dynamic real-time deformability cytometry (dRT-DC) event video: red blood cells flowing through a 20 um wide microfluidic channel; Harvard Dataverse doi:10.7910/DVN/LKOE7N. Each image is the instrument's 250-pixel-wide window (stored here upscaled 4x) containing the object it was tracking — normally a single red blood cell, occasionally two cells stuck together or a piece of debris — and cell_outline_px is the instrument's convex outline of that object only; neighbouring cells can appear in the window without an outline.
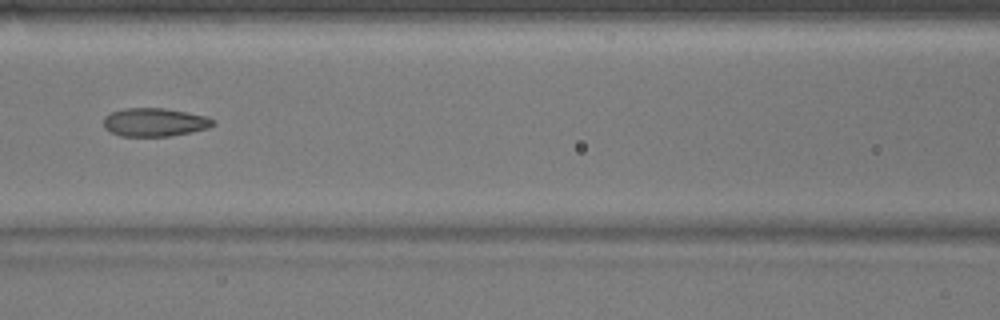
{"species": "common noctule bat (a hibernating species)", "species_latin": "Nyctalus noctula", "temperature_condition": "warm", "stored_images_in_passage": 35, "camera_frame_rate_fps": 3000, "um_per_image_px": 0.085, "animal": {"sex": "male", "body_mass_g": 17.9}, "frame": {"image": 1, "passage_image": 20, "time_ms": 6.333, "image_size_px": [1000, 320], "cell_outline_px": [[216, 124], [208, 128], [172, 136], [120, 136], [104, 128], [104, 116], [112, 112], [124, 108], [164, 108], [204, 116], [212, 120]], "centroid_in_image_um": [13.11, 10.39], "position_along_channel_um": 153.5, "area_um2": 17.92}}